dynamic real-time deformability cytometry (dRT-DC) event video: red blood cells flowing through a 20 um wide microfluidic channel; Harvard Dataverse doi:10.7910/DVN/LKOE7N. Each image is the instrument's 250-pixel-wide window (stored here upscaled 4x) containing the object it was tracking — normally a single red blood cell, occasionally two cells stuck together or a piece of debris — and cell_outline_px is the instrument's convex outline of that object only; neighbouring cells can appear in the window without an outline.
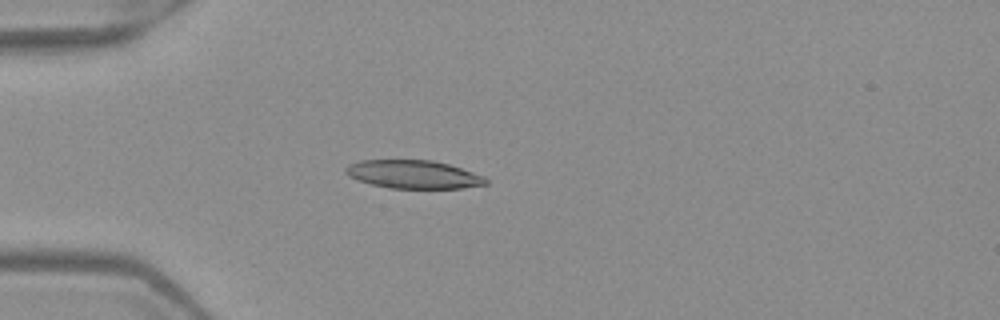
{"species": "Egyptian fruit bat (a non-hibernating species)", "species_latin": "Rousettus aegyptiacus", "temperature_condition": "warm", "stored_images_in_passage": 5, "camera_frame_rate_fps": 3000, "um_per_image_px": 0.085, "frame": {"image": 1, "passage_image": 4, "time_ms": 1.0, "image_size_px": [1000, 320], "cell_outline_px": [[488, 184], [460, 188], [388, 188], [372, 184], [348, 176], [344, 172], [344, 168], [348, 164], [360, 160], [432, 160], [448, 164], [484, 176], [488, 180]], "centroid_in_image_um": [35.11, 14.82], "position_along_channel_um": 49.9, "area_um2": 23.0}}